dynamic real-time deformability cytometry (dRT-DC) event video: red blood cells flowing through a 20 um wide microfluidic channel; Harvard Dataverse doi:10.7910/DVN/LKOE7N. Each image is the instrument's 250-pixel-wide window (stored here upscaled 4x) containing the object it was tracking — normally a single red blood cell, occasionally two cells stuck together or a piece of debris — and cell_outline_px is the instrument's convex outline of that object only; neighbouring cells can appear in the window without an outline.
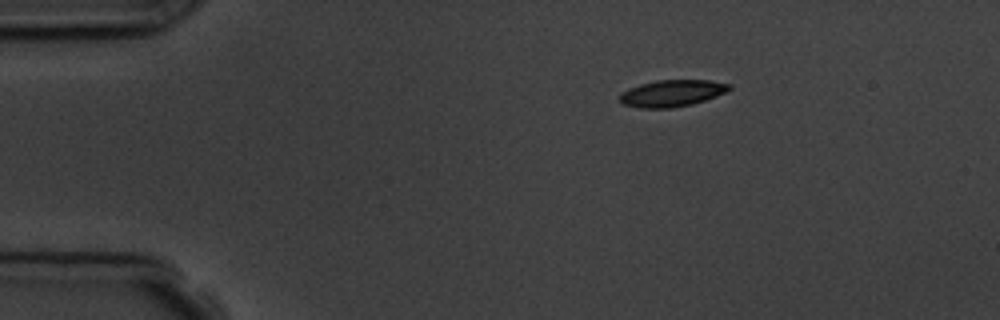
{"species": "common noctule bat (a hibernating species)", "species_latin": "Nyctalus noctula", "temperature_condition": "room temperature", "stored_images_in_passage": 2, "camera_frame_rate_fps": 3000, "um_per_image_px": 0.085, "animal": {"sex": "male", "body_mass_g": 19.5, "forearm_length_mm": 54.6}, "frame": {"image": 1, "passage_image": 1, "time_ms": 0.0, "image_size_px": [1000, 320], "cell_outline_px": [[732, 88], [716, 96], [692, 104], [672, 108], [640, 108], [624, 104], [620, 100], [620, 92], [628, 88], [640, 84], [656, 80], [708, 80], [732, 84]], "centroid_in_image_um": [57.1, 7.92], "position_along_channel_um": 27.9, "area_um2": 17.05}}